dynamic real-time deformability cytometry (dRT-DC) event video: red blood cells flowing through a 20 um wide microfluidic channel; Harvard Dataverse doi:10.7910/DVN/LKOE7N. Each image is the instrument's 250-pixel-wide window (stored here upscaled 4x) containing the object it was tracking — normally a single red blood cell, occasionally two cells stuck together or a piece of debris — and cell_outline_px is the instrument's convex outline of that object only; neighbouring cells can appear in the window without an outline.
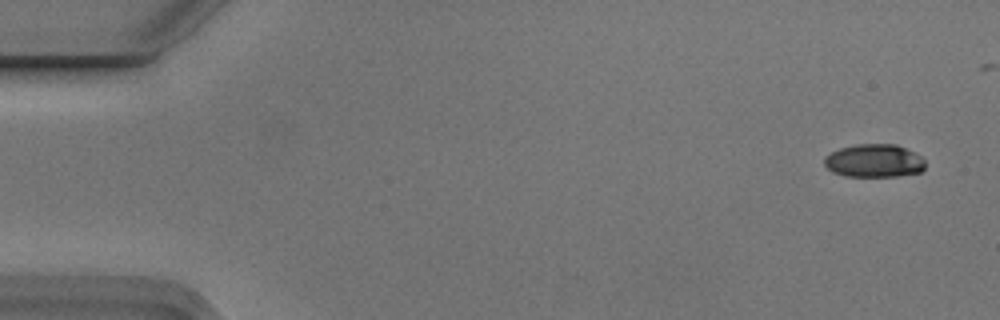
{"species": "Egyptian fruit bat (a non-hibernating species)", "species_latin": "Rousettus aegyptiacus", "temperature_condition": "cold", "stored_images_in_passage": 5, "camera_frame_rate_fps": 3000, "um_per_image_px": 0.085, "animal": {"sex": "male"}, "frame": {"image": 1, "passage_image": 1, "time_ms": 0.0, "image_size_px": [1000, 320], "cell_outline_px": [[924, 168], [920, 172], [896, 176], [844, 176], [832, 172], [824, 164], [824, 156], [840, 148], [856, 144], [896, 144], [920, 156], [924, 160]], "centroid_in_image_um": [74.27, 13.67], "position_along_channel_um": 10.7, "area_um2": 19.36}}